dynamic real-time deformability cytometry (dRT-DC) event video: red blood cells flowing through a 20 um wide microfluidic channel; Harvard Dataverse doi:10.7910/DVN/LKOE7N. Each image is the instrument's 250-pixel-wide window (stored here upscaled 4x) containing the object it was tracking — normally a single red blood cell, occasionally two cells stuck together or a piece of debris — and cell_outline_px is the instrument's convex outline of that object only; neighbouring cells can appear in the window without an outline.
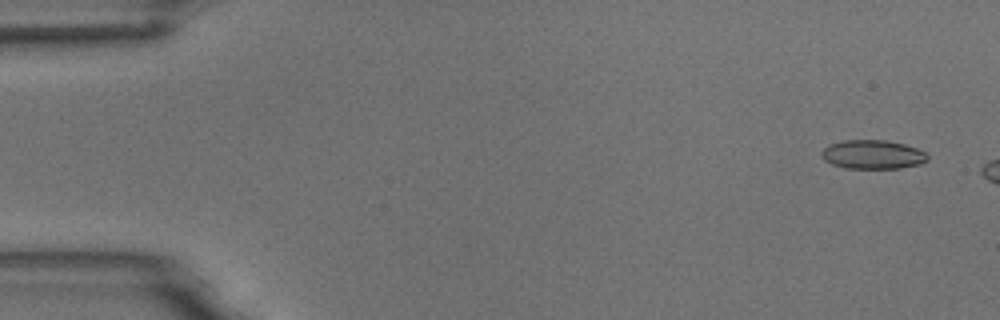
{"species": "common noctule bat (a hibernating species)", "species_latin": "Nyctalus noctula", "temperature_condition": "room temperature", "stored_images_in_passage": 7, "camera_frame_rate_fps": 3000, "um_per_image_px": 0.085, "animal": {"sex": "male", "body_mass_g": 18.8}, "frame": {"image": 1, "passage_image": 2, "time_ms": 0.333, "image_size_px": [1000, 320], "cell_outline_px": [[928, 160], [920, 164], [900, 168], [844, 168], [832, 164], [824, 160], [820, 156], [820, 152], [828, 144], [844, 140], [884, 140], [904, 144], [916, 148], [924, 152], [928, 156]], "centroid_in_image_um": [74.14, 13.13], "position_along_channel_um": 10.9, "area_um2": 17.92}}